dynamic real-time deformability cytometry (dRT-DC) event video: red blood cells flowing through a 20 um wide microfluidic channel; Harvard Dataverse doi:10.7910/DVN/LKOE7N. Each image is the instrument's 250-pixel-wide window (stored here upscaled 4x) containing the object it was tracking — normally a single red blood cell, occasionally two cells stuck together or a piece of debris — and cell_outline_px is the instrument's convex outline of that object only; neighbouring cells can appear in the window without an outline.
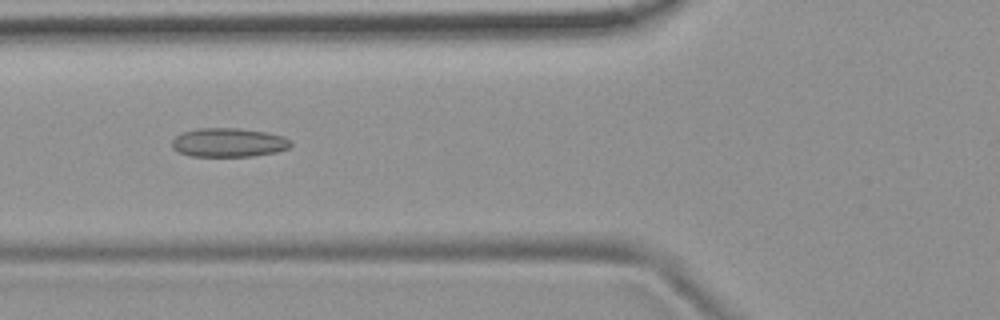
{"species": "common noctule bat (a hibernating species)", "species_latin": "Nyctalus noctula", "temperature_condition": "room temperature", "stored_images_in_passage": 45, "camera_frame_rate_fps": 3000, "um_per_image_px": 0.085, "animal": {"sex": "female", "body_mass_g": 19.9}, "frame": {"image": 1, "passage_image": 11, "time_ms": 3.333, "image_size_px": [1000, 320], "cell_outline_px": [[292, 144], [288, 148], [276, 152], [252, 156], [188, 156], [172, 148], [172, 140], [176, 136], [184, 132], [196, 128], [240, 128], [264, 132], [284, 136], [292, 140]], "centroid_in_image_um": [19.44, 12.11], "position_along_channel_um": 106.4, "area_um2": 20.06}}
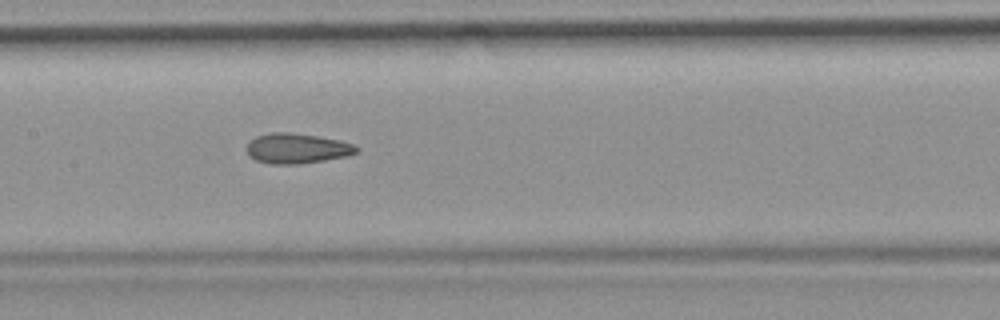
{"frame": {"image": 2, "passage_image": 17, "time_ms": 5.333, "image_size_px": [1000, 320], "cell_outline_px": [[360, 148], [356, 152], [348, 156], [300, 164], [268, 164], [256, 160], [248, 156], [248, 144], [256, 136], [272, 132], [288, 132], [316, 136], [340, 140], [352, 144]], "centroid_in_image_um": [25.24, 12.62], "position_along_channel_um": 182.2, "area_um2": 19.19}}
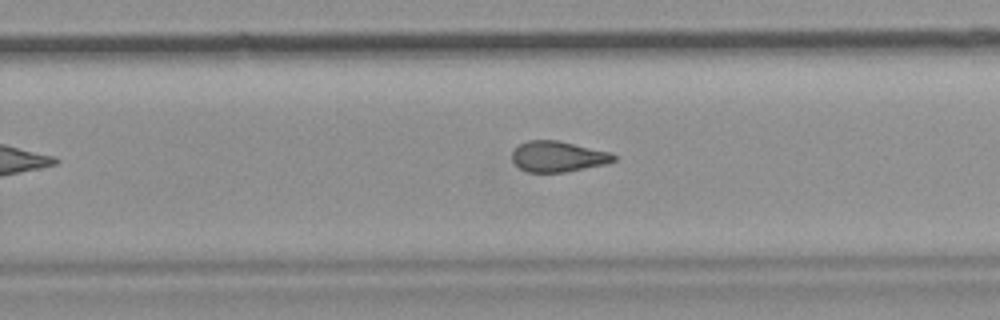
{"frame": {"image": 3, "passage_image": 25, "time_ms": 8.0, "image_size_px": [1000, 320], "cell_outline_px": [[616, 160], [604, 164], [564, 172], [528, 172], [520, 168], [512, 160], [512, 152], [520, 144], [528, 140], [556, 140], [612, 152], [616, 156]], "centroid_in_image_um": [47.43, 13.3], "position_along_channel_um": 282.4, "area_um2": 18.03}, "authors_computed_cell_mechanics": {"area_um2": 18.9006, "velocity_mm_per_s": 3.7887, "shape_relaxation_time_tau1_ms": null, "shape_relaxation_time_tau2_ms": 2.1014, "deformation_change_tau1": null, "deformation_change_tau2": 0.0985}}